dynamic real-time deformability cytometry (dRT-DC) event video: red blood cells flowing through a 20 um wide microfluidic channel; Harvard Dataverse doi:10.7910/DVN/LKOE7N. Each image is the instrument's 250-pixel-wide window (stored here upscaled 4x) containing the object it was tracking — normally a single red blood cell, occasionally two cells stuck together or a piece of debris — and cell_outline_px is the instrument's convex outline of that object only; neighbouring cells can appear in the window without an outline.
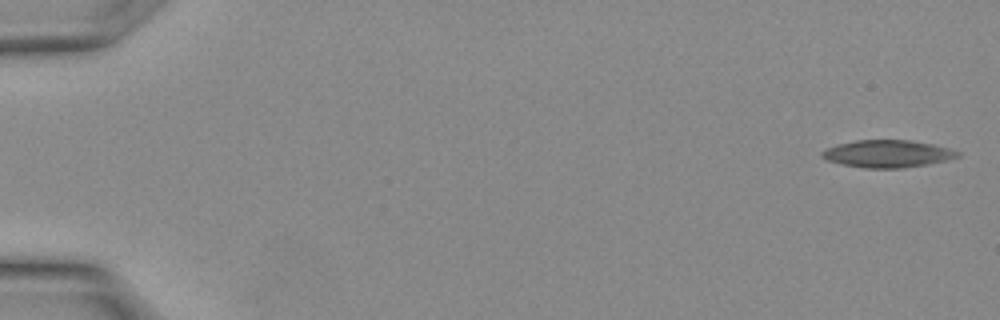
{"species": "Egyptian fruit bat (a non-hibernating species)", "species_latin": "Rousettus aegyptiacus", "temperature_condition": "warm", "stored_images_in_passage": 12, "camera_frame_rate_fps": 3000, "um_per_image_px": 0.085, "animal": {"sex": "female"}, "frame": {"image": 1, "passage_image": 1, "time_ms": 0.0, "image_size_px": [1000, 320], "cell_outline_px": [[960, 156], [928, 164], [904, 168], [864, 168], [840, 164], [828, 160], [820, 156], [820, 152], [828, 148], [840, 144], [856, 140], [912, 140], [932, 144], [948, 148], [960, 152]], "centroid_in_image_um": [75.43, 13.07], "position_along_channel_um": 9.6, "area_um2": 21.5}}
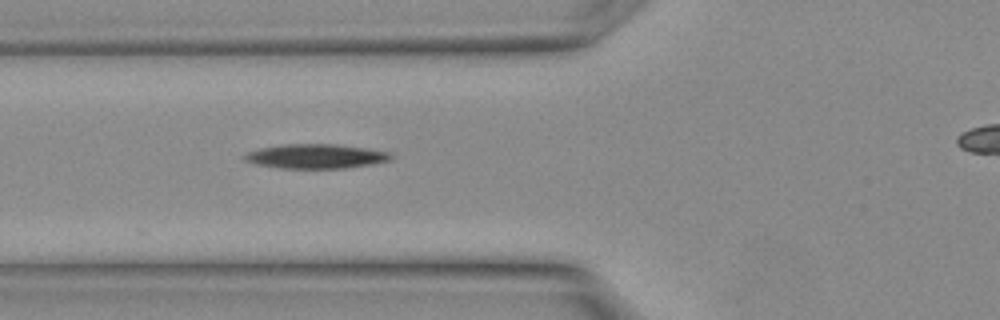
{"frame": {"image": 2, "passage_image": 12, "time_ms": 3.667, "image_size_px": [1000, 320], "cell_outline_px": [[392, 160], [372, 164], [344, 168], [280, 168], [252, 164], [244, 160], [240, 156], [248, 152], [260, 148], [284, 144], [332, 144], [364, 148], [388, 152], [392, 156]], "centroid_in_image_um": [26.77, 13.29], "position_along_channel_um": 99.0, "area_um2": 20.81}}